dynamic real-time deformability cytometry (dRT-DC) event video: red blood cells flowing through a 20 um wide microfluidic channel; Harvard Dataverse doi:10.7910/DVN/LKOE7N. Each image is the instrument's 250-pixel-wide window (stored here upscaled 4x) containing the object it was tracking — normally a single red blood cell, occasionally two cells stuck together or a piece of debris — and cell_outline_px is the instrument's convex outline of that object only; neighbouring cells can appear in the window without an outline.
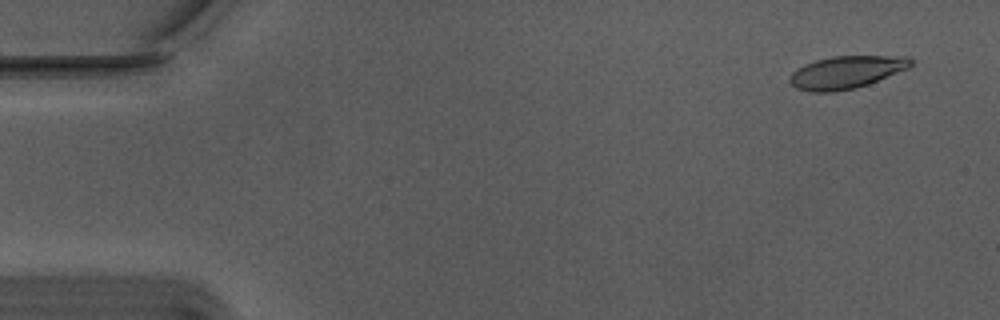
{"species": "Egyptian fruit bat (a non-hibernating species)", "species_latin": "Rousettus aegyptiacus", "temperature_condition": "warm", "stored_images_in_passage": 56, "camera_frame_rate_fps": 3000, "um_per_image_px": 0.085, "animal": {"sex": "male"}, "frame": {"image": 1, "passage_image": 4, "time_ms": 1.0, "image_size_px": [1000, 320], "cell_outline_px": [[912, 64], [908, 68], [868, 84], [856, 88], [832, 92], [808, 92], [796, 88], [788, 80], [788, 76], [792, 72], [804, 64], [816, 60], [832, 56], [908, 56], [912, 60]], "centroid_in_image_um": [71.9, 6.14], "position_along_channel_um": 13.1, "area_um2": 23.0}}
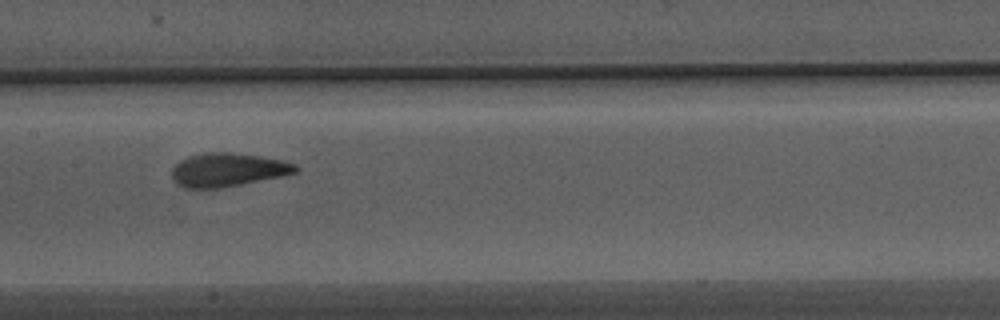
{"frame": {"image": 2, "passage_image": 28, "time_ms": 9.0, "image_size_px": [1000, 320], "cell_outline_px": [[300, 168], [296, 172], [284, 176], [220, 188], [184, 188], [172, 176], [172, 168], [180, 160], [188, 156], [212, 152], [228, 152], [284, 160], [296, 164]], "centroid_in_image_um": [19.4, 14.43], "position_along_channel_um": 188.0, "area_um2": 23.99}}
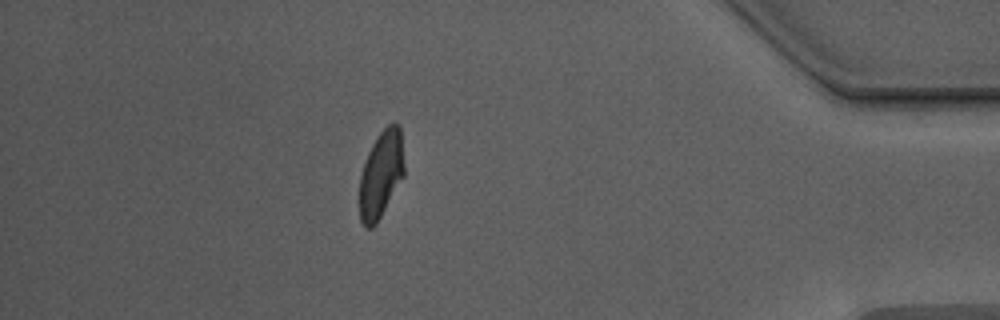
{"frame": {"image": 3, "passage_image": 49, "time_ms": 16.0, "image_size_px": [1000, 320], "cell_outline_px": [[404, 176], [376, 224], [372, 228], [364, 228], [360, 220], [360, 176], [368, 152], [376, 136], [392, 120], [400, 128], [404, 164]], "centroid_in_image_um": [32.39, 14.82], "position_along_channel_um": 402.8, "area_um2": 22.66}, "authors_computed_cell_mechanics": {"area_um2": 23.409, "velocity_mm_per_s": 3.7332, "shape_relaxation_time_tau1_ms": 4.7309, "shape_relaxation_time_tau2_ms": 1.2503, "deformation_change_tau1": 0.1865, "deformation_change_tau2": 0.089}}